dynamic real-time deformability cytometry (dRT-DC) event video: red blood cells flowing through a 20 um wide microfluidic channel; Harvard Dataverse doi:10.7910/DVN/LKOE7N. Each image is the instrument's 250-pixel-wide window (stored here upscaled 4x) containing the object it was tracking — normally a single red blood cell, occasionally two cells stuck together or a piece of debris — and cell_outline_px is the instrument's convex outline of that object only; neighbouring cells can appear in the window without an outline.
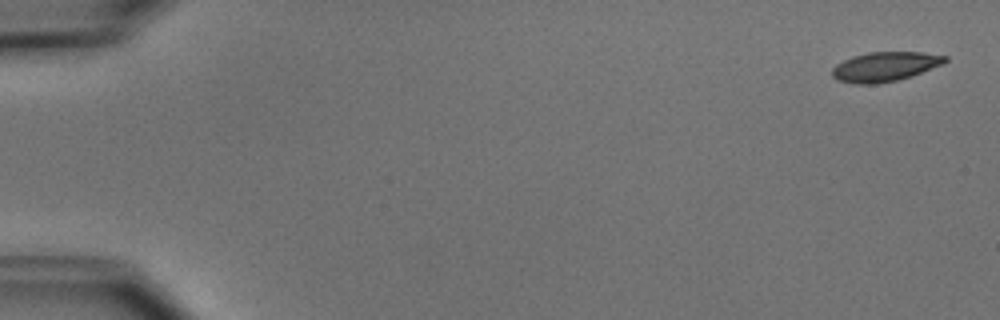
{"species": "common noctule bat (a hibernating species)", "species_latin": "Nyctalus noctula", "temperature_condition": "cold", "stored_images_in_passage": 5, "camera_frame_rate_fps": 3000, "um_per_image_px": 0.085, "animal": {"sex": "male", "body_mass_g": 15.6}, "frame": {"image": 1, "passage_image": 1, "time_ms": 0.0, "image_size_px": [1000, 320], "cell_outline_px": [[948, 60], [944, 64], [912, 76], [896, 80], [876, 84], [856, 84], [836, 80], [832, 76], [832, 68], [836, 64], [852, 56], [868, 52], [924, 52], [948, 56]], "centroid_in_image_um": [75.23, 5.66], "position_along_channel_um": 9.8, "area_um2": 19.59}}
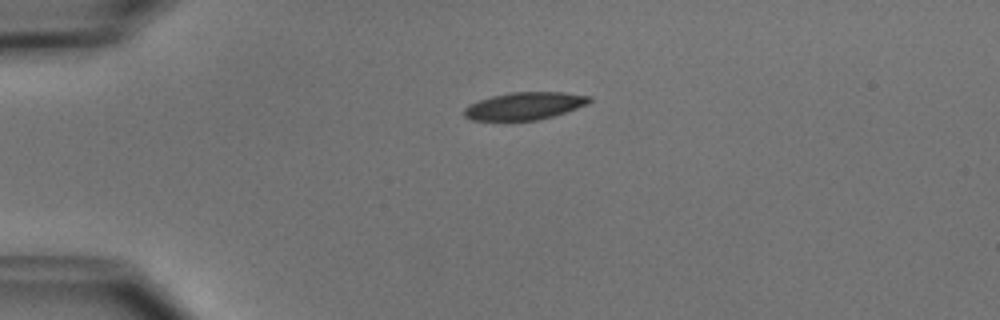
{"frame": {"image": 2, "passage_image": 3, "time_ms": 3.667, "image_size_px": [1000, 320], "cell_outline_px": [[592, 100], [588, 104], [540, 120], [472, 120], [464, 116], [464, 108], [468, 104], [492, 96], [508, 92], [564, 92], [592, 96]], "centroid_in_image_um": [44.59, 8.99], "position_along_channel_um": 40.4, "area_um2": 20.06}}